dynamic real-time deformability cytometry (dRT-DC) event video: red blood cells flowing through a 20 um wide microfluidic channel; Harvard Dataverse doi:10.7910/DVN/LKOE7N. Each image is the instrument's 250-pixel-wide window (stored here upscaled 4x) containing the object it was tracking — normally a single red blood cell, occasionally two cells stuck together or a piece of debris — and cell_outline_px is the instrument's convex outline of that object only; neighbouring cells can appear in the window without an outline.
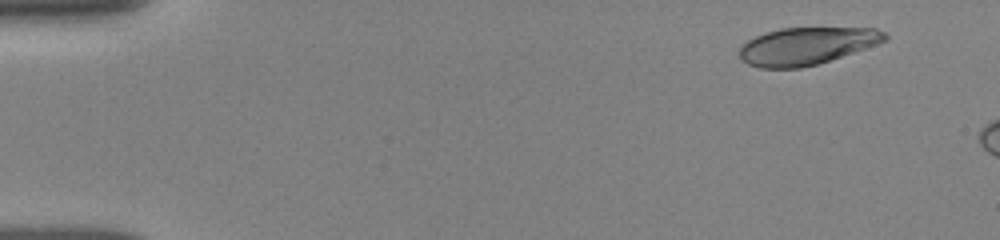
{"species": "human", "species_latin": "Homo sapiens", "temperature_condition": "room temperature", "stored_images_in_passage": 5, "camera_frame_rate_fps": 3000, "um_per_image_px": 0.085, "donor": {"sex": "female"}, "frame": {"image": 1, "passage_image": 2, "time_ms": 1.0, "image_size_px": [1000, 240], "cell_outline_px": [[888, 40], [816, 64], [800, 68], [760, 68], [748, 64], [740, 60], [740, 48], [748, 40], [756, 36], [780, 28], [876, 28], [888, 32]], "centroid_in_image_um": [68.56, 3.9], "position_along_channel_um": 16.4, "area_um2": 31.33}}